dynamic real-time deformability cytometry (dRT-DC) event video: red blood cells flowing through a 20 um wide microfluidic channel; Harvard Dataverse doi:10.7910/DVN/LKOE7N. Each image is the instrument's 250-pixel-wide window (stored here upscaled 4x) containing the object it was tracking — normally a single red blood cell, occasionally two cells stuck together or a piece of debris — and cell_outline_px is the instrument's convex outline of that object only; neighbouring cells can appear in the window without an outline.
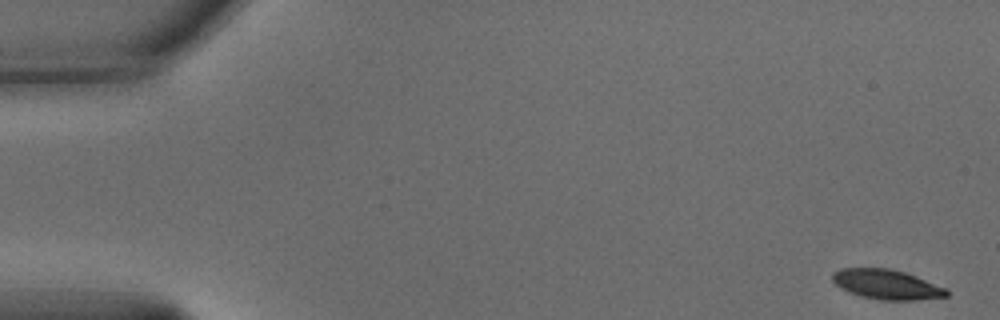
{"species": "common noctule bat (a hibernating species)", "species_latin": "Nyctalus noctula", "temperature_condition": "warm", "stored_images_in_passage": 55, "camera_frame_rate_fps": 3000, "um_per_image_px": 0.085, "animal": {"sex": "male", "body_mass_g": 15.6}, "frame": {"image": 1, "passage_image": 1, "time_ms": 0.0, "image_size_px": [1000, 320], "cell_outline_px": [[948, 296], [912, 300], [880, 300], [860, 296], [848, 292], [840, 288], [832, 280], [832, 272], [840, 268], [888, 268], [904, 272], [916, 276], [948, 288]], "centroid_in_image_um": [75.35, 24.17], "position_along_channel_um": 9.7, "area_um2": 19.88}}
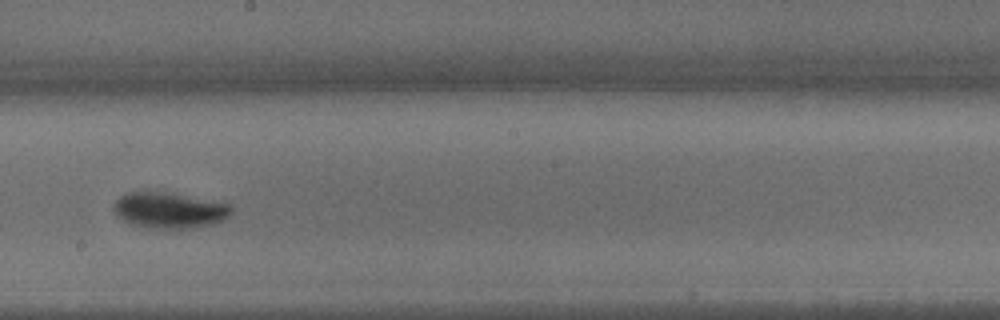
{"frame": {"image": 2, "passage_image": 31, "time_ms": 10.0, "image_size_px": [1000, 320], "cell_outline_px": [[232, 212], [228, 216], [212, 224], [184, 228], [156, 228], [132, 224], [124, 220], [112, 208], [112, 204], [120, 196], [128, 192], [160, 192], [228, 204], [232, 208]], "centroid_in_image_um": [14.34, 17.87], "position_along_channel_um": 233.9, "area_um2": 23.64}}
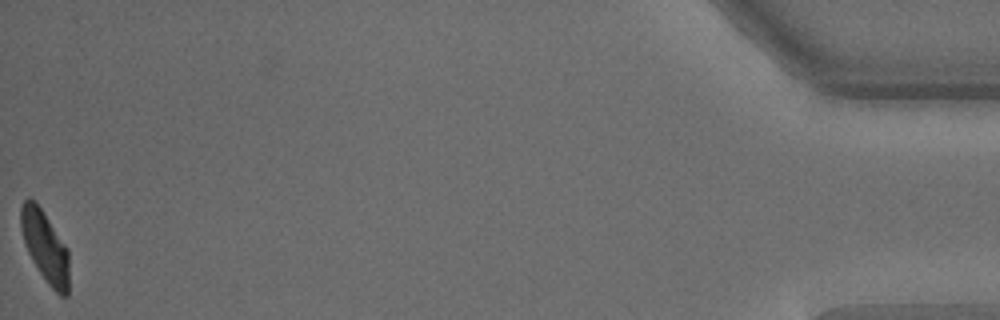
{"frame": {"image": 3, "passage_image": 55, "time_ms": 18.0, "image_size_px": [1000, 320], "cell_outline_px": [[68, 296], [60, 296], [48, 284], [32, 260], [28, 252], [24, 240], [20, 224], [20, 208], [24, 200], [28, 196], [36, 200], [68, 248]], "centroid_in_image_um": [3.82, 20.91], "position_along_channel_um": 431.4, "area_um2": 20.06}, "authors_computed_cell_mechanics": {"area_um2": 22.0218, "velocity_mm_per_s": 3.6663, "shape_relaxation_time_tau1_ms": 5.2175, "shape_relaxation_time_tau2_ms": 2.1159, "deformation_change_tau1": 0.2254, "deformation_change_tau2": 0.0695}}